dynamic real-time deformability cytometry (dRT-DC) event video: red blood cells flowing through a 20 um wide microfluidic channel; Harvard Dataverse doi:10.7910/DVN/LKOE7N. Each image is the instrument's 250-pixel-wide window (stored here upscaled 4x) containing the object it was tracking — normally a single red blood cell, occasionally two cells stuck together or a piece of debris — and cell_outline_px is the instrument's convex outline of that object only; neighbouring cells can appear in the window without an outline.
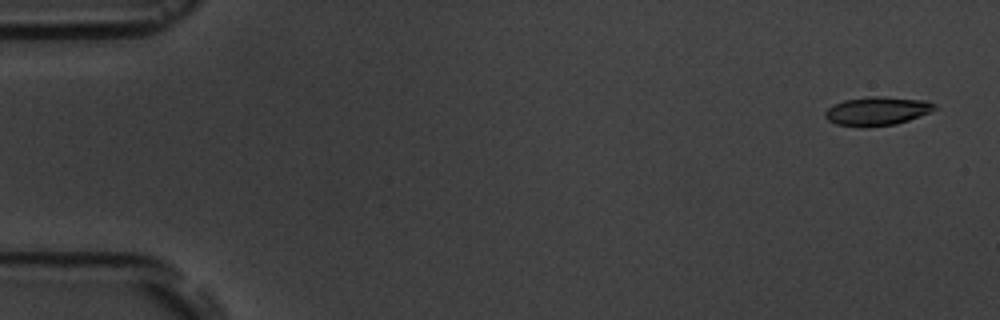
{"species": "common noctule bat (a hibernating species)", "species_latin": "Nyctalus noctula", "temperature_condition": "room temperature", "stored_images_in_passage": 4, "camera_frame_rate_fps": 3000, "um_per_image_px": 0.085, "animal": {"sex": "male", "body_mass_g": 19.5, "forearm_length_mm": 54.6}, "frame": {"image": 1, "passage_image": 1, "time_ms": 0.0, "image_size_px": [1000, 320], "cell_outline_px": [[940, 108], [932, 112], [896, 124], [864, 128], [836, 124], [828, 120], [824, 116], [824, 112], [832, 104], [844, 100], [868, 96], [880, 96], [924, 100], [936, 104]], "centroid_in_image_um": [74.56, 9.44], "position_along_channel_um": 10.4, "area_um2": 18.67}}
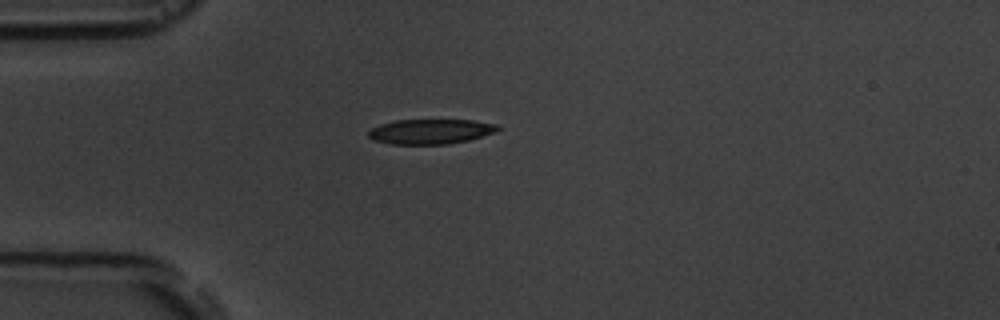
{"frame": {"image": 2, "passage_image": 4, "time_ms": 4.333, "image_size_px": [1000, 320], "cell_outline_px": [[500, 128], [496, 132], [468, 140], [448, 144], [388, 144], [372, 140], [368, 136], [368, 132], [372, 128], [380, 124], [396, 120], [472, 120], [496, 124]], "centroid_in_image_um": [36.57, 11.18], "position_along_channel_um": 48.4, "area_um2": 18.79}}